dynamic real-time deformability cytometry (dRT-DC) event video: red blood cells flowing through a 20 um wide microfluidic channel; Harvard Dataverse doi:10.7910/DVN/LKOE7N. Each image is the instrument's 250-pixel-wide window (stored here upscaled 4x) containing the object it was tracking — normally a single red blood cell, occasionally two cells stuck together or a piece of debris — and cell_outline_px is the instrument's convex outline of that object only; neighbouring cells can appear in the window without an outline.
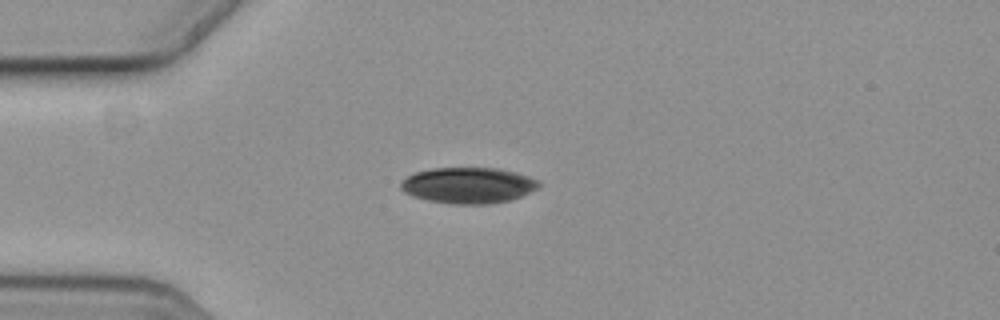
{"species": "common noctule bat (a hibernating species)", "species_latin": "Nyctalus noctula", "temperature_condition": "cold", "stored_images_in_passage": 4, "camera_frame_rate_fps": 3000, "um_per_image_px": 0.085, "animal": {"sex": "female", "body_mass_g": 19.3, "forearm_length_mm": 54.1}, "frame": {"image": 1, "passage_image": 3, "time_ms": 0.667, "image_size_px": [1000, 320], "cell_outline_px": [[540, 184], [536, 188], [512, 200], [492, 204], [448, 204], [428, 200], [412, 196], [404, 192], [400, 188], [400, 184], [408, 176], [416, 172], [432, 168], [500, 168], [528, 176], [536, 180]], "centroid_in_image_um": [39.77, 15.76], "position_along_channel_um": 45.2, "area_um2": 28.84}}